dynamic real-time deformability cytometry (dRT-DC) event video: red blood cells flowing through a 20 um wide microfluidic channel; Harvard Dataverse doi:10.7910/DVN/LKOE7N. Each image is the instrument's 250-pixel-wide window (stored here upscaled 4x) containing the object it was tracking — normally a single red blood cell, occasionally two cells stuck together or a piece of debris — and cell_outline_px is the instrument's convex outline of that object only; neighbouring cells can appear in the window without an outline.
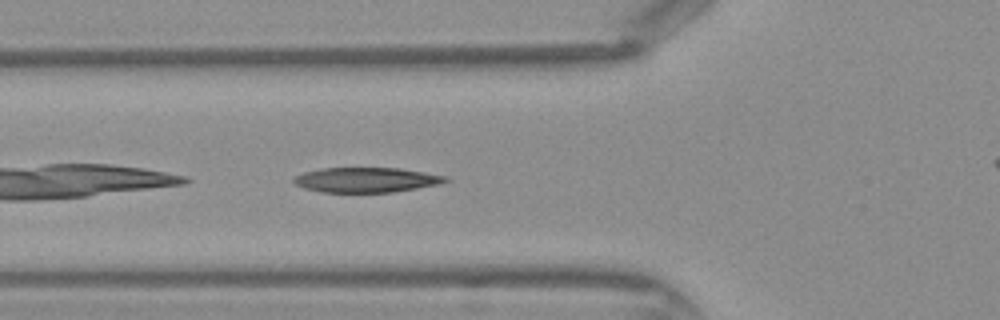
{"species": "Egyptian fruit bat (a non-hibernating species)", "species_latin": "Rousettus aegyptiacus", "temperature_condition": "warm", "stored_images_in_passage": 32, "camera_frame_rate_fps": 3000, "um_per_image_px": 0.085, "frame": {"image": 1, "passage_image": 3, "time_ms": 0.667, "image_size_px": [1000, 320], "cell_outline_px": [[452, 180], [440, 184], [392, 192], [320, 192], [304, 188], [296, 184], [292, 180], [296, 176], [304, 172], [324, 168], [400, 168], [448, 176]], "centroid_in_image_um": [31.18, 15.29], "position_along_channel_um": 94.6, "area_um2": 22.02}}
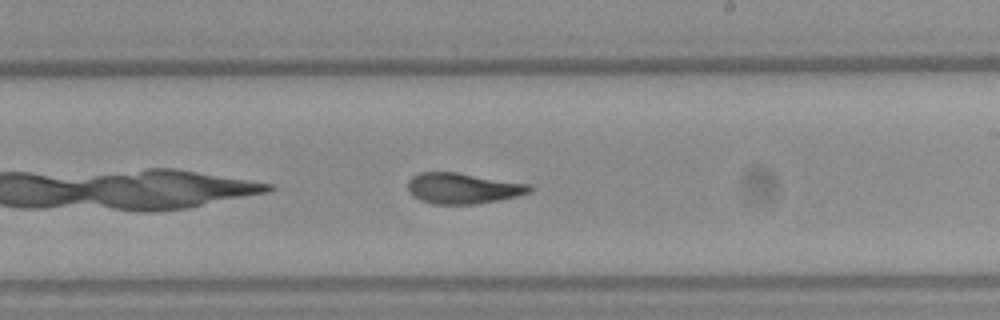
{"frame": {"image": 2, "passage_image": 13, "time_ms": 4.0, "image_size_px": [1000, 320], "cell_outline_px": [[532, 192], [500, 200], [472, 204], [432, 204], [420, 200], [412, 196], [408, 192], [408, 180], [412, 176], [420, 172], [456, 172], [532, 184]], "centroid_in_image_um": [39.34, 16.0], "position_along_channel_um": 249.7, "area_um2": 22.02}}
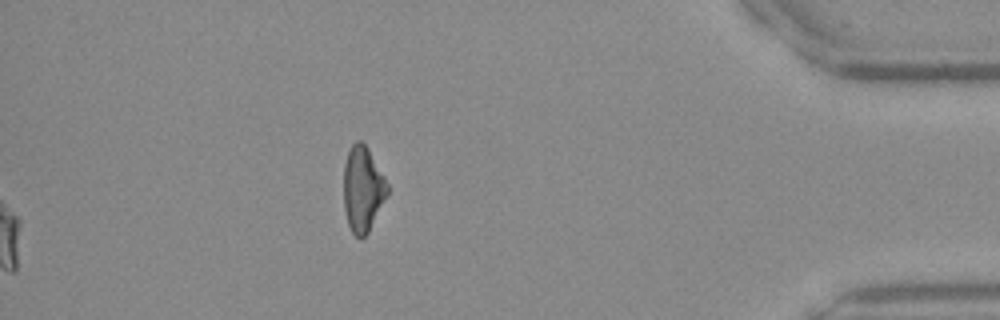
{"frame": {"image": 3, "passage_image": 32, "time_ms": 10.333, "image_size_px": [1000, 320], "cell_outline_px": [[388, 192], [368, 232], [360, 240], [352, 232], [348, 224], [344, 208], [344, 164], [348, 152], [352, 144], [356, 140], [360, 140], [368, 148], [384, 176], [388, 184]], "centroid_in_image_um": [30.82, 16.06], "position_along_channel_um": 404.4, "area_um2": 21.5}}